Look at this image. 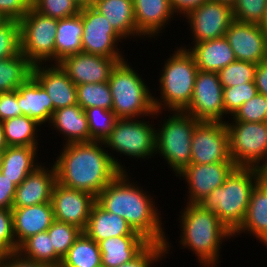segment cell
<instances>
[{
    "mask_svg": "<svg viewBox=\"0 0 267 267\" xmlns=\"http://www.w3.org/2000/svg\"><path fill=\"white\" fill-rule=\"evenodd\" d=\"M129 174L121 172L97 195L96 202L106 211L123 217L134 231L151 243L164 244L167 256L172 246L157 202Z\"/></svg>",
    "mask_w": 267,
    "mask_h": 267,
    "instance_id": "obj_1",
    "label": "cell"
},
{
    "mask_svg": "<svg viewBox=\"0 0 267 267\" xmlns=\"http://www.w3.org/2000/svg\"><path fill=\"white\" fill-rule=\"evenodd\" d=\"M53 165L61 185L97 195L121 171L114 164L103 141L62 145Z\"/></svg>",
    "mask_w": 267,
    "mask_h": 267,
    "instance_id": "obj_2",
    "label": "cell"
},
{
    "mask_svg": "<svg viewBox=\"0 0 267 267\" xmlns=\"http://www.w3.org/2000/svg\"><path fill=\"white\" fill-rule=\"evenodd\" d=\"M186 205L179 212L181 249H190L196 254L199 267H217L221 262L222 243L233 237V233L210 210L201 208L198 204ZM220 256V257H219Z\"/></svg>",
    "mask_w": 267,
    "mask_h": 267,
    "instance_id": "obj_3",
    "label": "cell"
},
{
    "mask_svg": "<svg viewBox=\"0 0 267 267\" xmlns=\"http://www.w3.org/2000/svg\"><path fill=\"white\" fill-rule=\"evenodd\" d=\"M263 177L259 168L236 167L222 186L215 188L198 205L213 211L234 233L243 223L255 184Z\"/></svg>",
    "mask_w": 267,
    "mask_h": 267,
    "instance_id": "obj_4",
    "label": "cell"
},
{
    "mask_svg": "<svg viewBox=\"0 0 267 267\" xmlns=\"http://www.w3.org/2000/svg\"><path fill=\"white\" fill-rule=\"evenodd\" d=\"M180 46L164 61L159 72L157 85L160 94L159 97L153 96L156 111H183L191 101L198 67L193 55L187 50L189 46Z\"/></svg>",
    "mask_w": 267,
    "mask_h": 267,
    "instance_id": "obj_5",
    "label": "cell"
},
{
    "mask_svg": "<svg viewBox=\"0 0 267 267\" xmlns=\"http://www.w3.org/2000/svg\"><path fill=\"white\" fill-rule=\"evenodd\" d=\"M129 63L128 59L118 62L110 74L112 111L118 119L149 116L154 121L163 112L154 109L152 89Z\"/></svg>",
    "mask_w": 267,
    "mask_h": 267,
    "instance_id": "obj_6",
    "label": "cell"
},
{
    "mask_svg": "<svg viewBox=\"0 0 267 267\" xmlns=\"http://www.w3.org/2000/svg\"><path fill=\"white\" fill-rule=\"evenodd\" d=\"M169 112L155 128V155L163 157L177 177L190 165L192 134L200 121L184 111Z\"/></svg>",
    "mask_w": 267,
    "mask_h": 267,
    "instance_id": "obj_7",
    "label": "cell"
},
{
    "mask_svg": "<svg viewBox=\"0 0 267 267\" xmlns=\"http://www.w3.org/2000/svg\"><path fill=\"white\" fill-rule=\"evenodd\" d=\"M144 119L146 118L117 119L110 135L104 140L105 147L108 148L106 150L112 152L109 155L121 172H127L126 166L119 162L121 159H118L122 155L137 158V161L138 159L146 161L145 159L149 160L155 156L156 127ZM113 151L120 156L116 158Z\"/></svg>",
    "mask_w": 267,
    "mask_h": 267,
    "instance_id": "obj_8",
    "label": "cell"
},
{
    "mask_svg": "<svg viewBox=\"0 0 267 267\" xmlns=\"http://www.w3.org/2000/svg\"><path fill=\"white\" fill-rule=\"evenodd\" d=\"M20 52L32 65L55 63L58 20L37 12L32 6L19 21Z\"/></svg>",
    "mask_w": 267,
    "mask_h": 267,
    "instance_id": "obj_9",
    "label": "cell"
},
{
    "mask_svg": "<svg viewBox=\"0 0 267 267\" xmlns=\"http://www.w3.org/2000/svg\"><path fill=\"white\" fill-rule=\"evenodd\" d=\"M226 121L230 158L237 167L267 165V122Z\"/></svg>",
    "mask_w": 267,
    "mask_h": 267,
    "instance_id": "obj_10",
    "label": "cell"
},
{
    "mask_svg": "<svg viewBox=\"0 0 267 267\" xmlns=\"http://www.w3.org/2000/svg\"><path fill=\"white\" fill-rule=\"evenodd\" d=\"M183 111L199 121L226 123L223 87L218 73L198 70L191 101Z\"/></svg>",
    "mask_w": 267,
    "mask_h": 267,
    "instance_id": "obj_11",
    "label": "cell"
},
{
    "mask_svg": "<svg viewBox=\"0 0 267 267\" xmlns=\"http://www.w3.org/2000/svg\"><path fill=\"white\" fill-rule=\"evenodd\" d=\"M233 162L226 123L200 121L192 134L190 164Z\"/></svg>",
    "mask_w": 267,
    "mask_h": 267,
    "instance_id": "obj_12",
    "label": "cell"
},
{
    "mask_svg": "<svg viewBox=\"0 0 267 267\" xmlns=\"http://www.w3.org/2000/svg\"><path fill=\"white\" fill-rule=\"evenodd\" d=\"M80 14L83 24L82 52L107 58H125L123 51L117 48L119 42L124 40L104 15L92 6L81 9Z\"/></svg>",
    "mask_w": 267,
    "mask_h": 267,
    "instance_id": "obj_13",
    "label": "cell"
},
{
    "mask_svg": "<svg viewBox=\"0 0 267 267\" xmlns=\"http://www.w3.org/2000/svg\"><path fill=\"white\" fill-rule=\"evenodd\" d=\"M183 18L190 25L189 31L196 44L202 41L225 37L233 19V9L230 5L207 0L200 6L190 10Z\"/></svg>",
    "mask_w": 267,
    "mask_h": 267,
    "instance_id": "obj_14",
    "label": "cell"
},
{
    "mask_svg": "<svg viewBox=\"0 0 267 267\" xmlns=\"http://www.w3.org/2000/svg\"><path fill=\"white\" fill-rule=\"evenodd\" d=\"M237 166L234 162L190 164L177 176L187 184L188 204H198L215 188L220 187Z\"/></svg>",
    "mask_w": 267,
    "mask_h": 267,
    "instance_id": "obj_15",
    "label": "cell"
},
{
    "mask_svg": "<svg viewBox=\"0 0 267 267\" xmlns=\"http://www.w3.org/2000/svg\"><path fill=\"white\" fill-rule=\"evenodd\" d=\"M96 197L90 193L71 189L56 182L52 191L51 204L54 218L69 223L84 231Z\"/></svg>",
    "mask_w": 267,
    "mask_h": 267,
    "instance_id": "obj_16",
    "label": "cell"
},
{
    "mask_svg": "<svg viewBox=\"0 0 267 267\" xmlns=\"http://www.w3.org/2000/svg\"><path fill=\"white\" fill-rule=\"evenodd\" d=\"M225 38L236 60L255 64L267 60V35L260 25L233 20Z\"/></svg>",
    "mask_w": 267,
    "mask_h": 267,
    "instance_id": "obj_17",
    "label": "cell"
},
{
    "mask_svg": "<svg viewBox=\"0 0 267 267\" xmlns=\"http://www.w3.org/2000/svg\"><path fill=\"white\" fill-rule=\"evenodd\" d=\"M126 58H107L80 52L65 57L59 64L77 86L84 83L108 82L116 64Z\"/></svg>",
    "mask_w": 267,
    "mask_h": 267,
    "instance_id": "obj_18",
    "label": "cell"
},
{
    "mask_svg": "<svg viewBox=\"0 0 267 267\" xmlns=\"http://www.w3.org/2000/svg\"><path fill=\"white\" fill-rule=\"evenodd\" d=\"M32 76L46 90L54 111L77 104L76 85L59 63L33 65Z\"/></svg>",
    "mask_w": 267,
    "mask_h": 267,
    "instance_id": "obj_19",
    "label": "cell"
},
{
    "mask_svg": "<svg viewBox=\"0 0 267 267\" xmlns=\"http://www.w3.org/2000/svg\"><path fill=\"white\" fill-rule=\"evenodd\" d=\"M45 166V162L31 172L26 179L16 187L12 208H22L51 202L52 191L57 182L56 170Z\"/></svg>",
    "mask_w": 267,
    "mask_h": 267,
    "instance_id": "obj_20",
    "label": "cell"
},
{
    "mask_svg": "<svg viewBox=\"0 0 267 267\" xmlns=\"http://www.w3.org/2000/svg\"><path fill=\"white\" fill-rule=\"evenodd\" d=\"M133 7L137 30L147 40L160 36L177 15L170 0H133Z\"/></svg>",
    "mask_w": 267,
    "mask_h": 267,
    "instance_id": "obj_21",
    "label": "cell"
},
{
    "mask_svg": "<svg viewBox=\"0 0 267 267\" xmlns=\"http://www.w3.org/2000/svg\"><path fill=\"white\" fill-rule=\"evenodd\" d=\"M11 210L13 233L18 247L29 237L47 231L55 220L51 202Z\"/></svg>",
    "mask_w": 267,
    "mask_h": 267,
    "instance_id": "obj_22",
    "label": "cell"
},
{
    "mask_svg": "<svg viewBox=\"0 0 267 267\" xmlns=\"http://www.w3.org/2000/svg\"><path fill=\"white\" fill-rule=\"evenodd\" d=\"M243 233L255 237L267 248V180L264 177L253 187L245 219L233 237Z\"/></svg>",
    "mask_w": 267,
    "mask_h": 267,
    "instance_id": "obj_23",
    "label": "cell"
},
{
    "mask_svg": "<svg viewBox=\"0 0 267 267\" xmlns=\"http://www.w3.org/2000/svg\"><path fill=\"white\" fill-rule=\"evenodd\" d=\"M17 91L22 115L36 120L42 126L47 123L49 125L54 107L43 86L31 75Z\"/></svg>",
    "mask_w": 267,
    "mask_h": 267,
    "instance_id": "obj_24",
    "label": "cell"
},
{
    "mask_svg": "<svg viewBox=\"0 0 267 267\" xmlns=\"http://www.w3.org/2000/svg\"><path fill=\"white\" fill-rule=\"evenodd\" d=\"M49 127L62 135L65 140L62 145L93 141L86 112L78 104L55 110Z\"/></svg>",
    "mask_w": 267,
    "mask_h": 267,
    "instance_id": "obj_25",
    "label": "cell"
},
{
    "mask_svg": "<svg viewBox=\"0 0 267 267\" xmlns=\"http://www.w3.org/2000/svg\"><path fill=\"white\" fill-rule=\"evenodd\" d=\"M151 242L144 236H116L98 242L102 267H118L136 258Z\"/></svg>",
    "mask_w": 267,
    "mask_h": 267,
    "instance_id": "obj_26",
    "label": "cell"
},
{
    "mask_svg": "<svg viewBox=\"0 0 267 267\" xmlns=\"http://www.w3.org/2000/svg\"><path fill=\"white\" fill-rule=\"evenodd\" d=\"M83 232L96 243L116 236H142L134 231L123 217L106 211L97 202L91 209Z\"/></svg>",
    "mask_w": 267,
    "mask_h": 267,
    "instance_id": "obj_27",
    "label": "cell"
},
{
    "mask_svg": "<svg viewBox=\"0 0 267 267\" xmlns=\"http://www.w3.org/2000/svg\"><path fill=\"white\" fill-rule=\"evenodd\" d=\"M187 49L194 57L198 70L218 73L236 60L225 37L189 44Z\"/></svg>",
    "mask_w": 267,
    "mask_h": 267,
    "instance_id": "obj_28",
    "label": "cell"
},
{
    "mask_svg": "<svg viewBox=\"0 0 267 267\" xmlns=\"http://www.w3.org/2000/svg\"><path fill=\"white\" fill-rule=\"evenodd\" d=\"M92 7L106 17L124 40L133 36L145 39L137 30L133 0H95Z\"/></svg>",
    "mask_w": 267,
    "mask_h": 267,
    "instance_id": "obj_29",
    "label": "cell"
},
{
    "mask_svg": "<svg viewBox=\"0 0 267 267\" xmlns=\"http://www.w3.org/2000/svg\"><path fill=\"white\" fill-rule=\"evenodd\" d=\"M39 147L7 146L3 150L0 172L19 186L41 164L38 162ZM38 158V159H37Z\"/></svg>",
    "mask_w": 267,
    "mask_h": 267,
    "instance_id": "obj_30",
    "label": "cell"
},
{
    "mask_svg": "<svg viewBox=\"0 0 267 267\" xmlns=\"http://www.w3.org/2000/svg\"><path fill=\"white\" fill-rule=\"evenodd\" d=\"M83 24L81 14L58 20L55 38V63L82 52Z\"/></svg>",
    "mask_w": 267,
    "mask_h": 267,
    "instance_id": "obj_31",
    "label": "cell"
},
{
    "mask_svg": "<svg viewBox=\"0 0 267 267\" xmlns=\"http://www.w3.org/2000/svg\"><path fill=\"white\" fill-rule=\"evenodd\" d=\"M7 146L38 147L39 128L42 126L28 116L9 118L1 122Z\"/></svg>",
    "mask_w": 267,
    "mask_h": 267,
    "instance_id": "obj_32",
    "label": "cell"
},
{
    "mask_svg": "<svg viewBox=\"0 0 267 267\" xmlns=\"http://www.w3.org/2000/svg\"><path fill=\"white\" fill-rule=\"evenodd\" d=\"M32 64L19 52L0 60V93L18 89L31 75Z\"/></svg>",
    "mask_w": 267,
    "mask_h": 267,
    "instance_id": "obj_33",
    "label": "cell"
},
{
    "mask_svg": "<svg viewBox=\"0 0 267 267\" xmlns=\"http://www.w3.org/2000/svg\"><path fill=\"white\" fill-rule=\"evenodd\" d=\"M60 267H102L98 243L82 232L62 258Z\"/></svg>",
    "mask_w": 267,
    "mask_h": 267,
    "instance_id": "obj_34",
    "label": "cell"
},
{
    "mask_svg": "<svg viewBox=\"0 0 267 267\" xmlns=\"http://www.w3.org/2000/svg\"><path fill=\"white\" fill-rule=\"evenodd\" d=\"M23 257L36 262L48 263L60 267L62 258L55 252L51 237L47 231L26 239L18 248Z\"/></svg>",
    "mask_w": 267,
    "mask_h": 267,
    "instance_id": "obj_35",
    "label": "cell"
},
{
    "mask_svg": "<svg viewBox=\"0 0 267 267\" xmlns=\"http://www.w3.org/2000/svg\"><path fill=\"white\" fill-rule=\"evenodd\" d=\"M76 94L77 104L84 110L90 107L112 110L113 99L108 82L77 85Z\"/></svg>",
    "mask_w": 267,
    "mask_h": 267,
    "instance_id": "obj_36",
    "label": "cell"
},
{
    "mask_svg": "<svg viewBox=\"0 0 267 267\" xmlns=\"http://www.w3.org/2000/svg\"><path fill=\"white\" fill-rule=\"evenodd\" d=\"M85 112L88 118L91 139L104 142L113 130L118 118L112 110L100 107H90Z\"/></svg>",
    "mask_w": 267,
    "mask_h": 267,
    "instance_id": "obj_37",
    "label": "cell"
},
{
    "mask_svg": "<svg viewBox=\"0 0 267 267\" xmlns=\"http://www.w3.org/2000/svg\"><path fill=\"white\" fill-rule=\"evenodd\" d=\"M256 68L255 63L235 60L218 72L222 87L254 82Z\"/></svg>",
    "mask_w": 267,
    "mask_h": 267,
    "instance_id": "obj_38",
    "label": "cell"
},
{
    "mask_svg": "<svg viewBox=\"0 0 267 267\" xmlns=\"http://www.w3.org/2000/svg\"><path fill=\"white\" fill-rule=\"evenodd\" d=\"M47 232L55 252L63 258L83 231L69 223L54 220Z\"/></svg>",
    "mask_w": 267,
    "mask_h": 267,
    "instance_id": "obj_39",
    "label": "cell"
},
{
    "mask_svg": "<svg viewBox=\"0 0 267 267\" xmlns=\"http://www.w3.org/2000/svg\"><path fill=\"white\" fill-rule=\"evenodd\" d=\"M257 93L255 82L223 87V103L227 119L229 120V116L232 117L244 102L249 101Z\"/></svg>",
    "mask_w": 267,
    "mask_h": 267,
    "instance_id": "obj_40",
    "label": "cell"
},
{
    "mask_svg": "<svg viewBox=\"0 0 267 267\" xmlns=\"http://www.w3.org/2000/svg\"><path fill=\"white\" fill-rule=\"evenodd\" d=\"M31 6L37 12L57 20L80 13V9L72 0H31Z\"/></svg>",
    "mask_w": 267,
    "mask_h": 267,
    "instance_id": "obj_41",
    "label": "cell"
},
{
    "mask_svg": "<svg viewBox=\"0 0 267 267\" xmlns=\"http://www.w3.org/2000/svg\"><path fill=\"white\" fill-rule=\"evenodd\" d=\"M229 119L232 121L267 122V98L257 93L249 101L244 102Z\"/></svg>",
    "mask_w": 267,
    "mask_h": 267,
    "instance_id": "obj_42",
    "label": "cell"
},
{
    "mask_svg": "<svg viewBox=\"0 0 267 267\" xmlns=\"http://www.w3.org/2000/svg\"><path fill=\"white\" fill-rule=\"evenodd\" d=\"M267 8V0H237L232 7L233 19L260 25Z\"/></svg>",
    "mask_w": 267,
    "mask_h": 267,
    "instance_id": "obj_43",
    "label": "cell"
},
{
    "mask_svg": "<svg viewBox=\"0 0 267 267\" xmlns=\"http://www.w3.org/2000/svg\"><path fill=\"white\" fill-rule=\"evenodd\" d=\"M20 52V25L16 20H5L0 25V60Z\"/></svg>",
    "mask_w": 267,
    "mask_h": 267,
    "instance_id": "obj_44",
    "label": "cell"
},
{
    "mask_svg": "<svg viewBox=\"0 0 267 267\" xmlns=\"http://www.w3.org/2000/svg\"><path fill=\"white\" fill-rule=\"evenodd\" d=\"M13 233V215L11 209L0 208V249L5 253L18 251Z\"/></svg>",
    "mask_w": 267,
    "mask_h": 267,
    "instance_id": "obj_45",
    "label": "cell"
},
{
    "mask_svg": "<svg viewBox=\"0 0 267 267\" xmlns=\"http://www.w3.org/2000/svg\"><path fill=\"white\" fill-rule=\"evenodd\" d=\"M164 258V259H163ZM166 258L164 244L150 243L136 258L118 267H152Z\"/></svg>",
    "mask_w": 267,
    "mask_h": 267,
    "instance_id": "obj_46",
    "label": "cell"
},
{
    "mask_svg": "<svg viewBox=\"0 0 267 267\" xmlns=\"http://www.w3.org/2000/svg\"><path fill=\"white\" fill-rule=\"evenodd\" d=\"M30 7L31 0H0V15L5 20L20 21Z\"/></svg>",
    "mask_w": 267,
    "mask_h": 267,
    "instance_id": "obj_47",
    "label": "cell"
},
{
    "mask_svg": "<svg viewBox=\"0 0 267 267\" xmlns=\"http://www.w3.org/2000/svg\"><path fill=\"white\" fill-rule=\"evenodd\" d=\"M22 116L18 106V91L0 93V122Z\"/></svg>",
    "mask_w": 267,
    "mask_h": 267,
    "instance_id": "obj_48",
    "label": "cell"
},
{
    "mask_svg": "<svg viewBox=\"0 0 267 267\" xmlns=\"http://www.w3.org/2000/svg\"><path fill=\"white\" fill-rule=\"evenodd\" d=\"M2 267H55L48 263L36 262L23 257L19 252L4 254Z\"/></svg>",
    "mask_w": 267,
    "mask_h": 267,
    "instance_id": "obj_49",
    "label": "cell"
},
{
    "mask_svg": "<svg viewBox=\"0 0 267 267\" xmlns=\"http://www.w3.org/2000/svg\"><path fill=\"white\" fill-rule=\"evenodd\" d=\"M16 185L0 172V208L12 209Z\"/></svg>",
    "mask_w": 267,
    "mask_h": 267,
    "instance_id": "obj_50",
    "label": "cell"
},
{
    "mask_svg": "<svg viewBox=\"0 0 267 267\" xmlns=\"http://www.w3.org/2000/svg\"><path fill=\"white\" fill-rule=\"evenodd\" d=\"M254 82L258 93L267 98V60L257 64Z\"/></svg>",
    "mask_w": 267,
    "mask_h": 267,
    "instance_id": "obj_51",
    "label": "cell"
},
{
    "mask_svg": "<svg viewBox=\"0 0 267 267\" xmlns=\"http://www.w3.org/2000/svg\"><path fill=\"white\" fill-rule=\"evenodd\" d=\"M207 0H170L174 12L179 14V17L185 16L190 10L200 6Z\"/></svg>",
    "mask_w": 267,
    "mask_h": 267,
    "instance_id": "obj_52",
    "label": "cell"
},
{
    "mask_svg": "<svg viewBox=\"0 0 267 267\" xmlns=\"http://www.w3.org/2000/svg\"><path fill=\"white\" fill-rule=\"evenodd\" d=\"M76 6L81 10L84 8L91 7L95 0H72Z\"/></svg>",
    "mask_w": 267,
    "mask_h": 267,
    "instance_id": "obj_53",
    "label": "cell"
},
{
    "mask_svg": "<svg viewBox=\"0 0 267 267\" xmlns=\"http://www.w3.org/2000/svg\"><path fill=\"white\" fill-rule=\"evenodd\" d=\"M6 147H7V144L5 141L2 124L0 122V150L3 151Z\"/></svg>",
    "mask_w": 267,
    "mask_h": 267,
    "instance_id": "obj_54",
    "label": "cell"
},
{
    "mask_svg": "<svg viewBox=\"0 0 267 267\" xmlns=\"http://www.w3.org/2000/svg\"><path fill=\"white\" fill-rule=\"evenodd\" d=\"M260 26H261V29L267 35V8L265 10L264 18H263L262 23L260 24Z\"/></svg>",
    "mask_w": 267,
    "mask_h": 267,
    "instance_id": "obj_55",
    "label": "cell"
},
{
    "mask_svg": "<svg viewBox=\"0 0 267 267\" xmlns=\"http://www.w3.org/2000/svg\"><path fill=\"white\" fill-rule=\"evenodd\" d=\"M215 1L230 5L231 7H233L237 2V0H215Z\"/></svg>",
    "mask_w": 267,
    "mask_h": 267,
    "instance_id": "obj_56",
    "label": "cell"
},
{
    "mask_svg": "<svg viewBox=\"0 0 267 267\" xmlns=\"http://www.w3.org/2000/svg\"><path fill=\"white\" fill-rule=\"evenodd\" d=\"M263 177L267 180V165L262 169Z\"/></svg>",
    "mask_w": 267,
    "mask_h": 267,
    "instance_id": "obj_57",
    "label": "cell"
},
{
    "mask_svg": "<svg viewBox=\"0 0 267 267\" xmlns=\"http://www.w3.org/2000/svg\"><path fill=\"white\" fill-rule=\"evenodd\" d=\"M4 252L0 249V267H2V259L4 257Z\"/></svg>",
    "mask_w": 267,
    "mask_h": 267,
    "instance_id": "obj_58",
    "label": "cell"
},
{
    "mask_svg": "<svg viewBox=\"0 0 267 267\" xmlns=\"http://www.w3.org/2000/svg\"><path fill=\"white\" fill-rule=\"evenodd\" d=\"M2 157H3V151L0 150V169L2 165Z\"/></svg>",
    "mask_w": 267,
    "mask_h": 267,
    "instance_id": "obj_59",
    "label": "cell"
},
{
    "mask_svg": "<svg viewBox=\"0 0 267 267\" xmlns=\"http://www.w3.org/2000/svg\"><path fill=\"white\" fill-rule=\"evenodd\" d=\"M5 21V19L0 15V25Z\"/></svg>",
    "mask_w": 267,
    "mask_h": 267,
    "instance_id": "obj_60",
    "label": "cell"
}]
</instances>
